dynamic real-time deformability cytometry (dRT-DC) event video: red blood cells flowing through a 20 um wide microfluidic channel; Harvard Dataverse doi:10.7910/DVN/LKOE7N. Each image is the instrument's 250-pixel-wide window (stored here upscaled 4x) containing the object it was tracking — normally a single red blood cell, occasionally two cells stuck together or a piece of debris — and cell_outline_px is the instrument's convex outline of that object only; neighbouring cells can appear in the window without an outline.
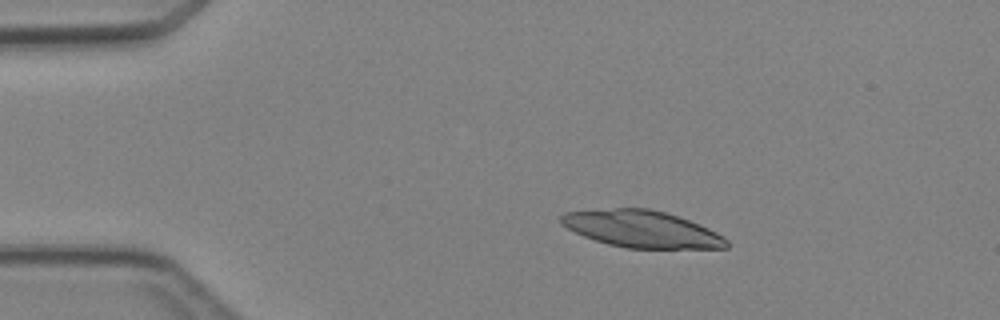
{"species": "Egyptian fruit bat (a non-hibernating species)", "species_latin": "Rousettus aegyptiacus", "temperature_condition": "cold", "stored_images_in_passage": 3, "camera_frame_rate_fps": 3000, "um_per_image_px": 0.085, "animal": {"sex": "female"}, "frame": {"image": 1, "passage_image": 2, "time_ms": 1.333, "image_size_px": [1000, 320], "cell_outline_px": [[728, 248], [628, 248], [608, 244], [584, 236], [560, 224], [560, 216], [564, 212], [616, 208], [648, 208], [664, 212], [688, 220], [708, 228], [724, 236], [728, 240]], "centroid_in_image_um": [54.54, 19.47], "position_along_channel_um": 30.5, "area_um2": 35.26}}